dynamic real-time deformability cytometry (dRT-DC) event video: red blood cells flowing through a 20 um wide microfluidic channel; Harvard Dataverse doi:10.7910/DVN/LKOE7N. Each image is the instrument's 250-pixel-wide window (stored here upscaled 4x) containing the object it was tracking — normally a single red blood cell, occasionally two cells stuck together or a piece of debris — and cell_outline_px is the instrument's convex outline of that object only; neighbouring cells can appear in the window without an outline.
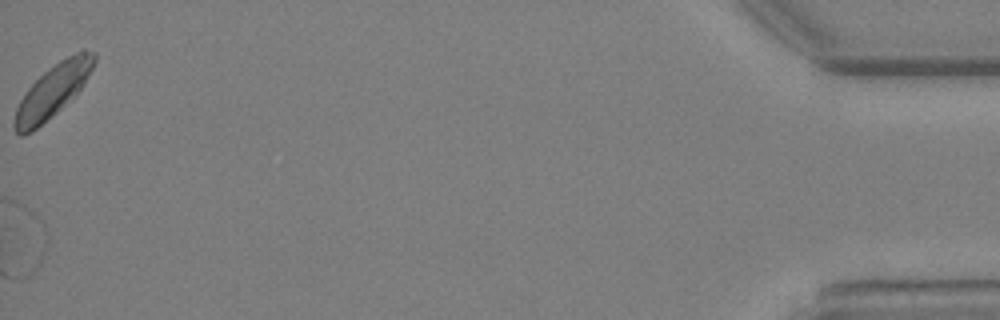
{"species": "Egyptian fruit bat (a non-hibernating species)", "species_latin": "Rousettus aegyptiacus", "temperature_condition": "warm", "stored_images_in_passage": 22, "camera_frame_rate_fps": 3000, "um_per_image_px": 0.085, "animal": {"sex": "female"}, "frame": {"image": 1, "passage_image": 22, "time_ms": 7.0, "image_size_px": [1000, 320], "cell_outline_px": [[96, 60], [84, 84], [52, 116], [32, 132], [24, 136], [20, 136], [12, 128], [12, 120], [16, 108], [20, 100], [28, 88], [44, 72], [60, 60], [84, 48], [96, 52]], "centroid_in_image_um": [4.45, 7.74], "position_along_channel_um": 430.8, "area_um2": 24.28}}